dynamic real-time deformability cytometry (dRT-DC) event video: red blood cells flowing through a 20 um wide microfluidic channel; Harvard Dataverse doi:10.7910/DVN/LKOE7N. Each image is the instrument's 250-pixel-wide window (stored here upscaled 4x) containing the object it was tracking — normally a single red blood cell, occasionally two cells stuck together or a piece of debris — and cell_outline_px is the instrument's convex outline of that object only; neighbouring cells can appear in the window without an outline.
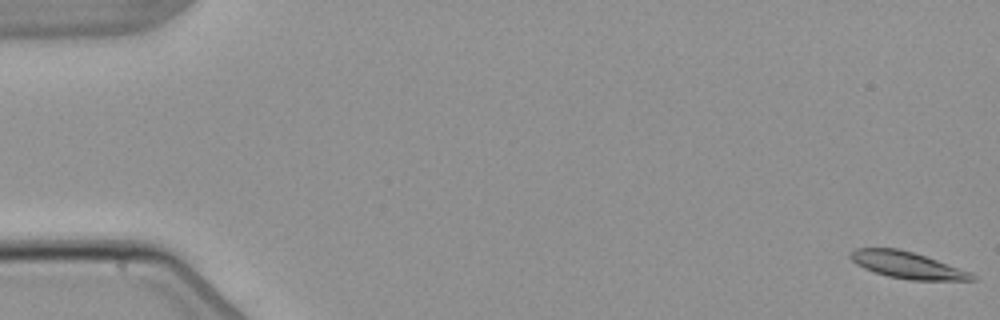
{"species": "common noctule bat (a hibernating species)", "species_latin": "Nyctalus noctula", "temperature_condition": "warm", "stored_images_in_passage": 6, "camera_frame_rate_fps": 3000, "um_per_image_px": 0.085, "animal": {"sex": "male", "body_mass_g": 21.5, "forearm_length_mm": 52.0}, "frame": {"image": 1, "passage_image": 1, "time_ms": 0.0, "image_size_px": [1000, 320], "cell_outline_px": [[976, 280], [908, 280], [888, 276], [864, 268], [856, 264], [848, 256], [856, 248], [896, 248], [912, 252], [972, 272], [976, 276]], "centroid_in_image_um": [77.12, 22.54], "position_along_channel_um": 7.9, "area_um2": 18.67}}